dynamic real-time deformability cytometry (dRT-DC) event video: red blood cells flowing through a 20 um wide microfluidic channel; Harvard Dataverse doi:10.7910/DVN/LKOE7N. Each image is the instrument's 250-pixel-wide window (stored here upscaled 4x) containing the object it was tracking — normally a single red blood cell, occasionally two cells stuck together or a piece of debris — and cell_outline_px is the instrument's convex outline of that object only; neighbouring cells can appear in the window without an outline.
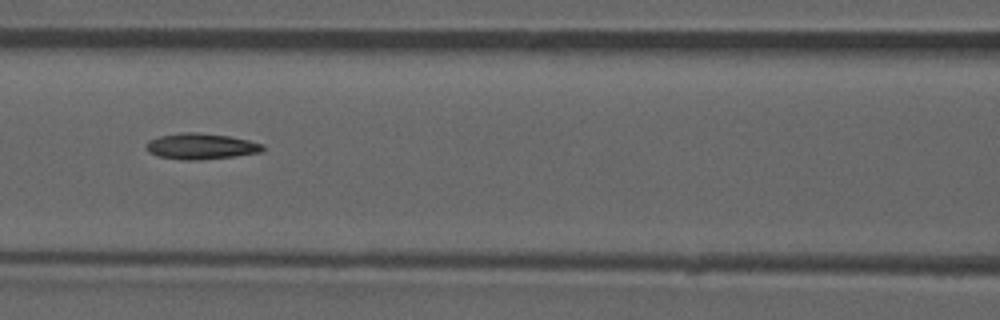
{"species": "common noctule bat (a hibernating species)", "species_latin": "Nyctalus noctula", "temperature_condition": "room temperature", "stored_images_in_passage": 52, "camera_frame_rate_fps": 3000, "um_per_image_px": 0.085, "animal": {"sex": "male", "forearm_length_mm": 52.5}, "frame": {"image": 1, "passage_image": 23, "time_ms": 7.333, "image_size_px": [1000, 320], "cell_outline_px": [[264, 148], [260, 152], [232, 156], [200, 160], [184, 160], [160, 156], [148, 152], [144, 144], [148, 140], [160, 136], [184, 132], [196, 132], [228, 136], [248, 140], [264, 144]], "centroid_in_image_um": [17.05, 12.43], "position_along_channel_um": 149.6, "area_um2": 17.46}}